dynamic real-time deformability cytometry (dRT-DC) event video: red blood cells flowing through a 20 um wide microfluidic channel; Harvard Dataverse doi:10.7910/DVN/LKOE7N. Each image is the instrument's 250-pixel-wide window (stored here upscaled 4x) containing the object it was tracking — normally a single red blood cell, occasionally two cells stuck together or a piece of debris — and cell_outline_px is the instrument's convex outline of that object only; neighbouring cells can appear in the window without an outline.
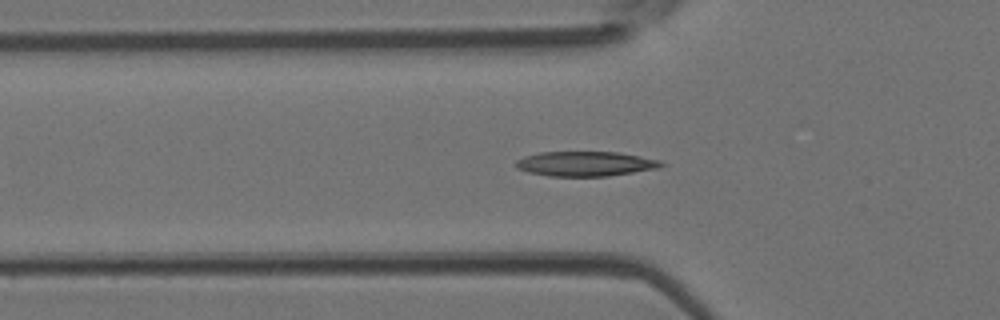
{"species": "Egyptian fruit bat (a non-hibernating species)", "species_latin": "Rousettus aegyptiacus", "temperature_condition": "room temperature", "stored_images_in_passage": 30, "camera_frame_rate_fps": 3000, "um_per_image_px": 0.085, "animal": {"sex": "female"}, "frame": {"image": 1, "passage_image": 8, "time_ms": 2.333, "image_size_px": [1000, 320], "cell_outline_px": [[668, 164], [660, 168], [608, 176], [548, 176], [528, 172], [516, 168], [516, 160], [524, 156], [540, 152], [616, 152], [640, 156], [660, 160]], "centroid_in_image_um": [49.79, 13.92], "position_along_channel_um": 76.0, "area_um2": 21.1}}
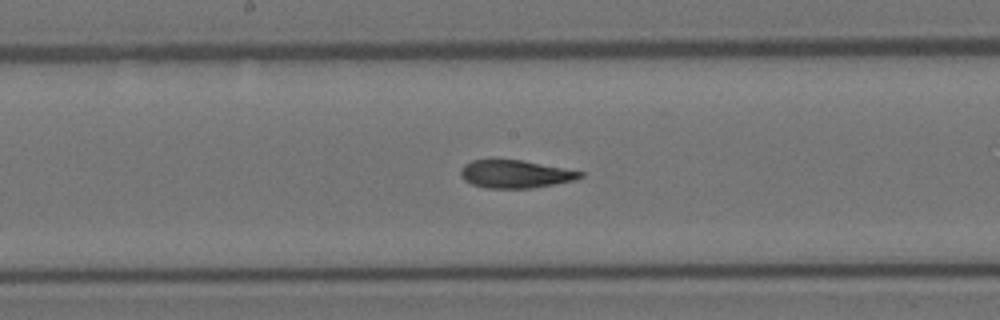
{"frame": {"image": 2, "passage_image": 17, "time_ms": 5.333, "image_size_px": [1000, 320], "cell_outline_px": [[584, 176], [572, 180], [532, 188], [484, 188], [472, 184], [464, 180], [460, 176], [460, 168], [464, 164], [472, 160], [520, 160], [564, 168], [584, 172]], "centroid_in_image_um": [43.75, 14.8], "position_along_channel_um": 204.5, "area_um2": 19.25}}
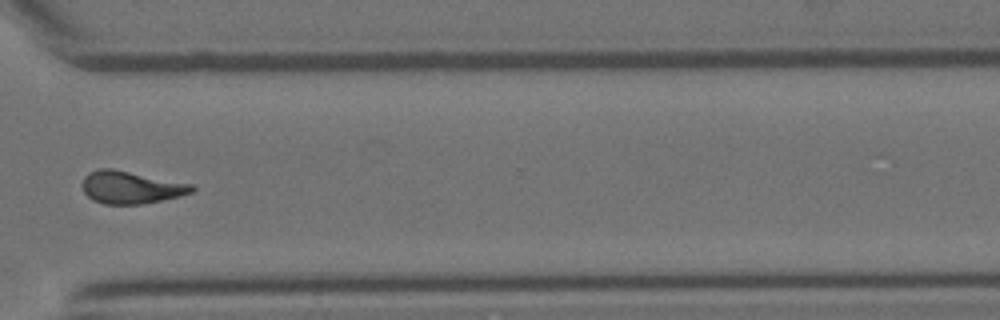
{"frame": {"image": 3, "passage_image": 28, "time_ms": 9.0, "image_size_px": [1000, 320], "cell_outline_px": [[196, 188], [192, 192], [180, 196], [140, 204], [104, 204], [92, 200], [84, 192], [84, 176], [88, 172], [100, 168], [112, 168], [192, 184]], "centroid_in_image_um": [11.12, 15.92], "position_along_channel_um": 359.5, "area_um2": 20.58}, "authors_computed_cell_mechanics": {"area_um2": 20.0855, "velocity_mm_per_s": 4.2467, "shape_relaxation_time_tau1_ms": 5.985, "shape_relaxation_time_tau2_ms": 3.9339, "deformation_change_tau1": 0.2102, "deformation_change_tau2": 0.1298}}